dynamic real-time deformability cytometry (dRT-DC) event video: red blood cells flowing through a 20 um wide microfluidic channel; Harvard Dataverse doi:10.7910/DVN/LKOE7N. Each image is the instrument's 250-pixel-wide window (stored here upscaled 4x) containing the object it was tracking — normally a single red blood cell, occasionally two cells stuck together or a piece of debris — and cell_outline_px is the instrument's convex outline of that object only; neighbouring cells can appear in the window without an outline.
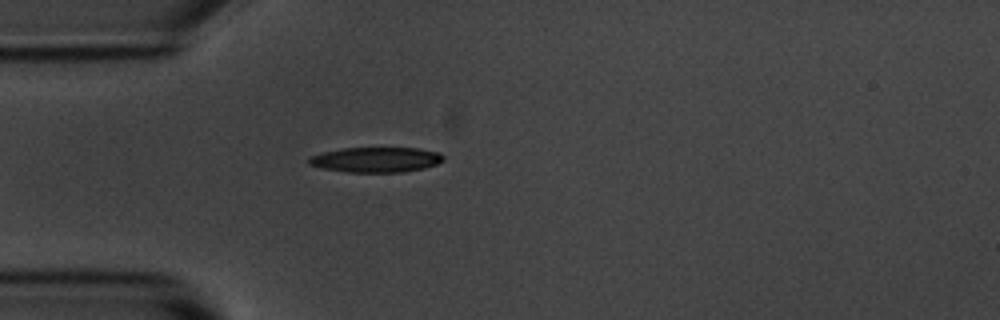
{"species": "common noctule bat (a hibernating species)", "species_latin": "Nyctalus noctula", "temperature_condition": "room temperature", "stored_images_in_passage": 40, "camera_frame_rate_fps": 3000, "um_per_image_px": 0.085, "animal": {"sex": "male", "body_mass_g": 20.1, "forearm_length_mm": 53.5}, "frame": {"image": 1, "passage_image": 1, "time_ms": 0.0, "image_size_px": [1000, 320], "cell_outline_px": [[444, 160], [436, 164], [424, 168], [400, 172], [348, 172], [320, 168], [308, 164], [308, 156], [324, 152], [344, 148], [416, 148], [440, 152], [444, 156]], "centroid_in_image_um": [31.94, 13.57], "position_along_channel_um": 53.1, "area_um2": 19.71}}
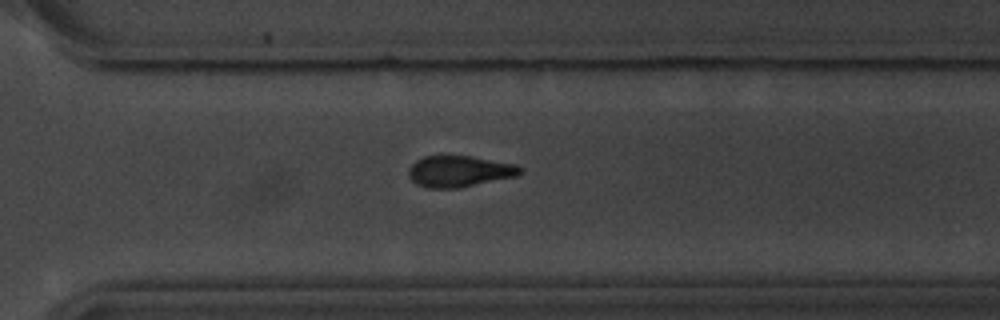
{"frame": {"image": 2, "passage_image": 24, "time_ms": 7.667, "image_size_px": [1000, 320], "cell_outline_px": [[520, 172], [516, 176], [460, 188], [424, 188], [416, 184], [408, 176], [408, 168], [416, 160], [424, 156], [472, 156], [516, 164], [520, 168]], "centroid_in_image_um": [38.99, 14.57], "position_along_channel_um": 331.6, "area_um2": 20.35}}
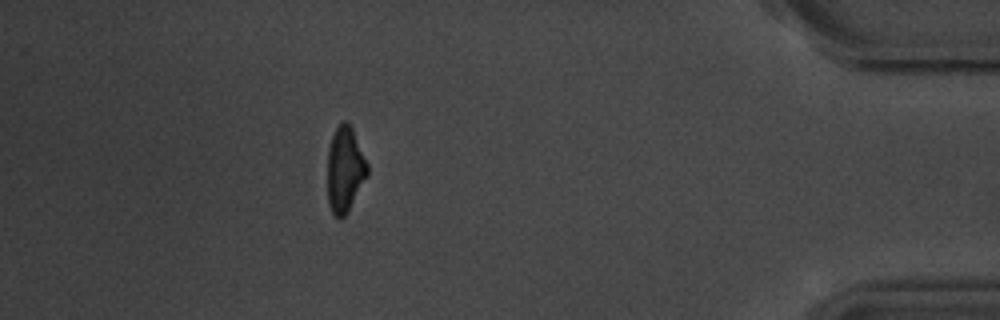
{"frame": {"image": 3, "passage_image": 34, "time_ms": 11.0, "image_size_px": [1000, 320], "cell_outline_px": [[368, 176], [348, 212], [344, 216], [336, 216], [332, 212], [328, 204], [328, 148], [332, 136], [336, 128], [344, 120], [352, 128], [368, 164]], "centroid_in_image_um": [29.33, 14.42], "position_along_channel_um": 405.9, "area_um2": 19.77}, "authors_computed_cell_mechanics": {"area_um2": 20.4034, "velocity_mm_per_s": 3.7187, "shape_relaxation_time_tau1_ms": 3.0506, "shape_relaxation_time_tau2_ms": 10.3833, "deformation_change_tau1": 0.137, "deformation_change_tau2": 0.2081}}